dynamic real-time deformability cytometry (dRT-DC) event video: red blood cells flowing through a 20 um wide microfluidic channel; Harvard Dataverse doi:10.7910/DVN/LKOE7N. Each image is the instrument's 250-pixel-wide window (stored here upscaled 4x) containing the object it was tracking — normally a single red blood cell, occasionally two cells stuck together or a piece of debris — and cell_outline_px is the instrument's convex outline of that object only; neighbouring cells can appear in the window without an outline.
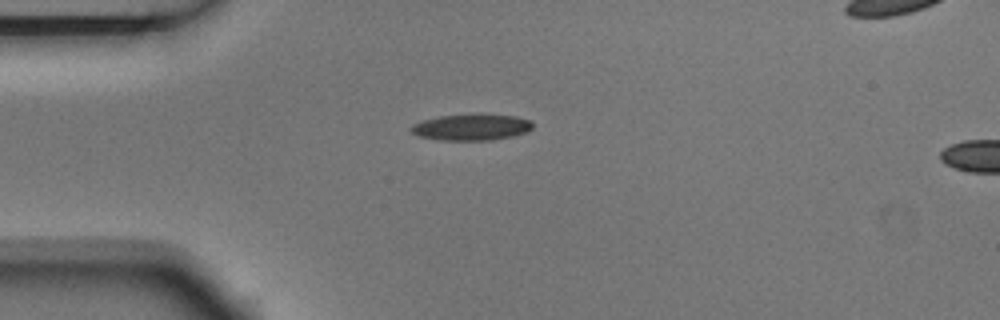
{"species": "Egyptian fruit bat (a non-hibernating species)", "species_latin": "Rousettus aegyptiacus", "temperature_condition": "room temperature", "stored_images_in_passage": 7, "camera_frame_rate_fps": 3000, "um_per_image_px": 0.085, "animal": {"sex": "male"}, "frame": {"image": 1, "passage_image": 4, "time_ms": 1.0, "image_size_px": [1000, 320], "cell_outline_px": [[532, 128], [528, 132], [512, 136], [492, 140], [440, 140], [416, 136], [408, 128], [412, 124], [424, 120], [440, 116], [480, 112], [516, 116], [528, 120], [532, 124]], "centroid_in_image_um": [40.06, 10.79], "position_along_channel_um": 44.9, "area_um2": 19.13}}
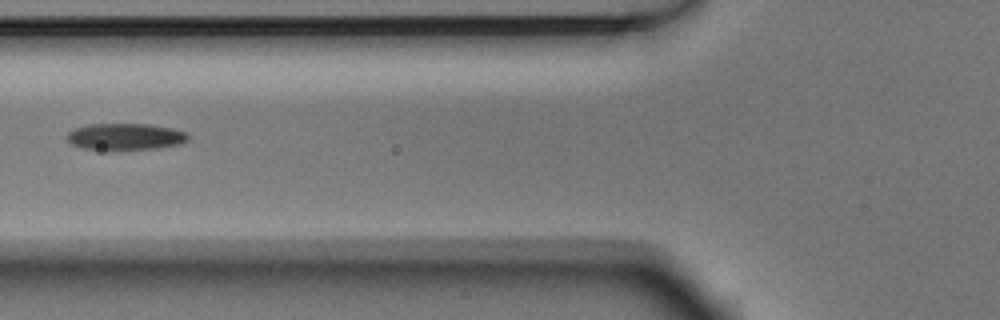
{"frame": {"image": 2, "passage_image": 6, "time_ms": 1.667, "image_size_px": [1000, 320], "cell_outline_px": [[188, 140], [184, 144], [156, 148], [84, 148], [72, 144], [68, 140], [68, 132], [76, 128], [88, 124], [148, 124], [172, 128], [188, 132]], "centroid_in_image_um": [10.74, 11.59], "position_along_channel_um": 115.1, "area_um2": 18.32}}
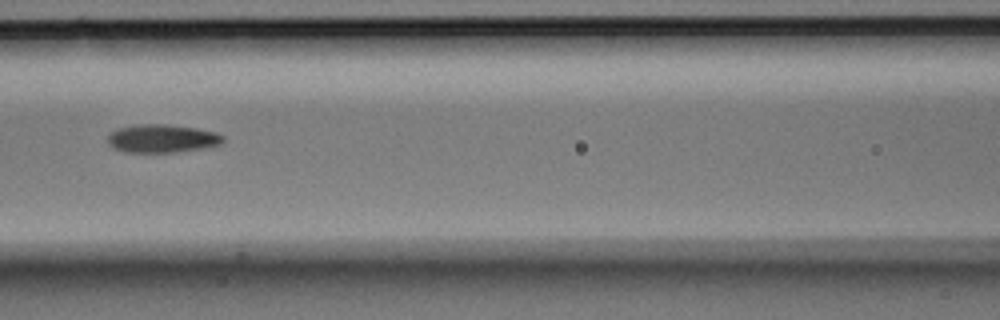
{"frame": {"image": 3, "passage_image": 7, "time_ms": 2.0, "image_size_px": [1000, 320], "cell_outline_px": [[224, 140], [220, 144], [204, 148], [176, 152], [124, 152], [112, 148], [108, 144], [108, 136], [112, 132], [120, 128], [136, 124], [164, 124], [196, 128], [216, 132], [224, 136]], "centroid_in_image_um": [13.77, 11.78], "position_along_channel_um": 152.8, "area_um2": 18.96}}